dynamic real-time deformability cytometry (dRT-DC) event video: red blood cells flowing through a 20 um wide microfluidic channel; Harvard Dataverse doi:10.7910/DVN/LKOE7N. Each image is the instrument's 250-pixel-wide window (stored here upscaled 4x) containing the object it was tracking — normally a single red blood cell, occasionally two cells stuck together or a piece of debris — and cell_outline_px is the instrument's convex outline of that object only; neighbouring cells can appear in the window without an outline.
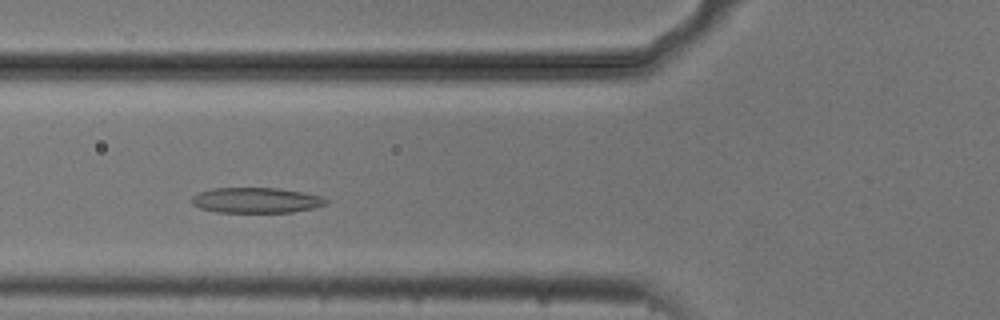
{"species": "common noctule bat (a hibernating species)", "species_latin": "Nyctalus noctula", "temperature_condition": "cold", "stored_images_in_passage": 47, "camera_frame_rate_fps": 3000, "um_per_image_px": 0.085, "animal": {"sex": "male", "body_mass_g": 20.5, "forearm_length_mm": 52.5}, "frame": {"image": 1, "passage_image": 13, "time_ms": 4.0, "image_size_px": [1000, 320], "cell_outline_px": [[328, 204], [312, 208], [292, 212], [216, 212], [200, 208], [192, 204], [192, 196], [196, 192], [212, 188], [280, 188], [320, 196], [328, 200]], "centroid_in_image_um": [21.73, 17.02], "position_along_channel_um": 104.1, "area_um2": 19.88}}
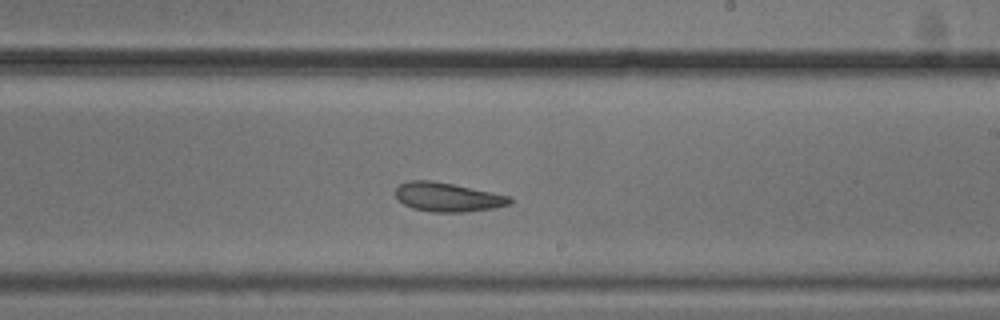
{"frame": {"image": 2, "passage_image": 25, "time_ms": 8.0, "image_size_px": [1000, 320], "cell_outline_px": [[512, 204], [492, 208], [468, 212], [432, 212], [412, 208], [404, 204], [396, 196], [396, 188], [400, 184], [408, 180], [432, 180], [512, 196]], "centroid_in_image_um": [38.07, 16.75], "position_along_channel_um": 250.9, "area_um2": 19.36}}
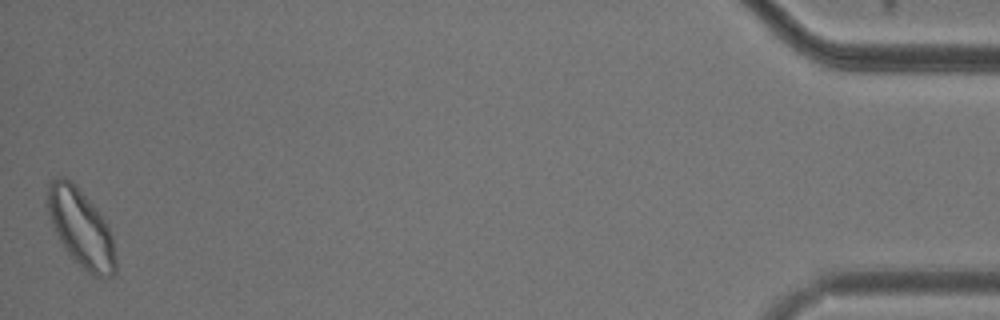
{"frame": {"image": 3, "passage_image": 47, "time_ms": 15.333, "image_size_px": [1000, 320], "cell_outline_px": [[116, 272], [112, 276], [96, 276], [88, 272], [72, 260], [64, 248], [56, 232], [44, 204], [48, 188], [52, 180], [64, 176], [76, 184], [96, 208], [108, 224], [112, 236], [116, 260]], "centroid_in_image_um": [6.87, 19.37], "position_along_channel_um": 428.3, "area_um2": 30.98}, "authors_computed_cell_mechanics": {"area_um2": 21.097, "velocity_mm_per_s": 3.6699, "shape_relaxation_time_tau1_ms": 3.6189, "shape_relaxation_time_tau2_ms": 4.4671, "deformation_change_tau1": 0.095, "deformation_change_tau2": 0.1204}}